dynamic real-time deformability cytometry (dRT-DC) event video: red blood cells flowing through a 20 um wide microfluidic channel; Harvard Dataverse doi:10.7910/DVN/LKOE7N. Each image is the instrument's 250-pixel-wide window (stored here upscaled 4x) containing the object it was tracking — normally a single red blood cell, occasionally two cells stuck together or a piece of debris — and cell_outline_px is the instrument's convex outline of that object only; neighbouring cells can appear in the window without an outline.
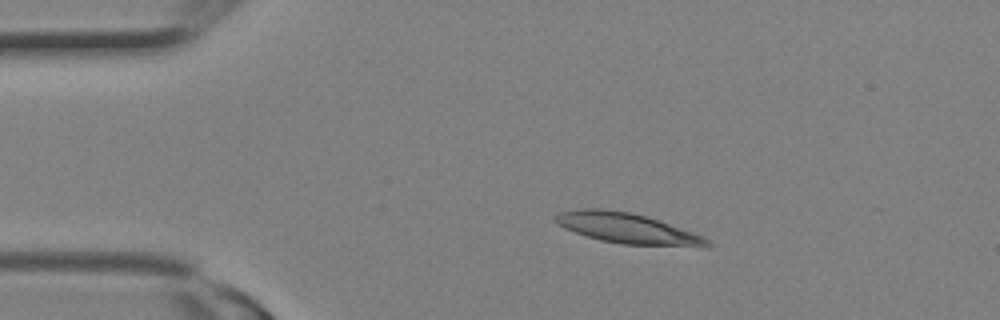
{"species": "Egyptian fruit bat (a non-hibernating species)", "species_latin": "Rousettus aegyptiacus", "temperature_condition": "room temperature", "stored_images_in_passage": 1, "camera_frame_rate_fps": 3000, "um_per_image_px": 0.085, "animal": {"sex": "female"}, "frame": {"image": 1, "passage_image": 1, "time_ms": 0.0, "image_size_px": [1000, 320], "cell_outline_px": [[712, 244], [704, 248], [624, 244], [600, 240], [584, 236], [564, 228], [556, 224], [552, 220], [552, 216], [560, 212], [580, 208], [600, 208], [628, 212], [648, 216], [704, 236]], "centroid_in_image_um": [53.32, 19.42], "position_along_channel_um": 31.7, "area_um2": 27.4}}